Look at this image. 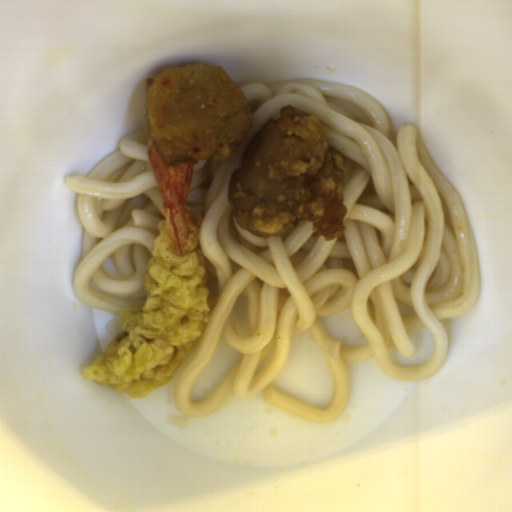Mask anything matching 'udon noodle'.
<instances>
[{
    "instance_id": "obj_1",
    "label": "udon noodle",
    "mask_w": 512,
    "mask_h": 512,
    "mask_svg": "<svg viewBox=\"0 0 512 512\" xmlns=\"http://www.w3.org/2000/svg\"><path fill=\"white\" fill-rule=\"evenodd\" d=\"M252 111L245 140L228 160L193 164L187 208L202 218V252L216 273L218 295L206 328L175 373L178 413L202 419L231 397L254 399L332 424L349 402L351 366L374 360L401 382L436 375L448 357L451 321L478 301L480 256L453 184L430 157L421 129L391 130L381 103L347 85L306 79L245 84ZM315 115L327 142L345 161V233L326 241L309 221L285 235L263 238L239 229L228 201L229 179L239 169L256 130L287 105ZM351 312L366 343L347 347L320 321ZM430 331L434 348L425 364L403 366L388 349L409 358L408 333ZM311 332L331 372L326 408H316L273 387L293 333ZM219 340L243 355L214 392L190 402L189 389Z\"/></svg>"
},
{
    "instance_id": "obj_2",
    "label": "udon noodle",
    "mask_w": 512,
    "mask_h": 512,
    "mask_svg": "<svg viewBox=\"0 0 512 512\" xmlns=\"http://www.w3.org/2000/svg\"><path fill=\"white\" fill-rule=\"evenodd\" d=\"M151 146L147 127L129 133L86 176L65 179L77 194L76 216L82 226L75 295L107 314L118 316L122 307L144 303L147 264L165 219V200L148 155Z\"/></svg>"
},
{
    "instance_id": "obj_3",
    "label": "udon noodle",
    "mask_w": 512,
    "mask_h": 512,
    "mask_svg": "<svg viewBox=\"0 0 512 512\" xmlns=\"http://www.w3.org/2000/svg\"><path fill=\"white\" fill-rule=\"evenodd\" d=\"M122 328L121 322L118 318H112L109 320L105 326L106 333L117 336Z\"/></svg>"
}]
</instances>
